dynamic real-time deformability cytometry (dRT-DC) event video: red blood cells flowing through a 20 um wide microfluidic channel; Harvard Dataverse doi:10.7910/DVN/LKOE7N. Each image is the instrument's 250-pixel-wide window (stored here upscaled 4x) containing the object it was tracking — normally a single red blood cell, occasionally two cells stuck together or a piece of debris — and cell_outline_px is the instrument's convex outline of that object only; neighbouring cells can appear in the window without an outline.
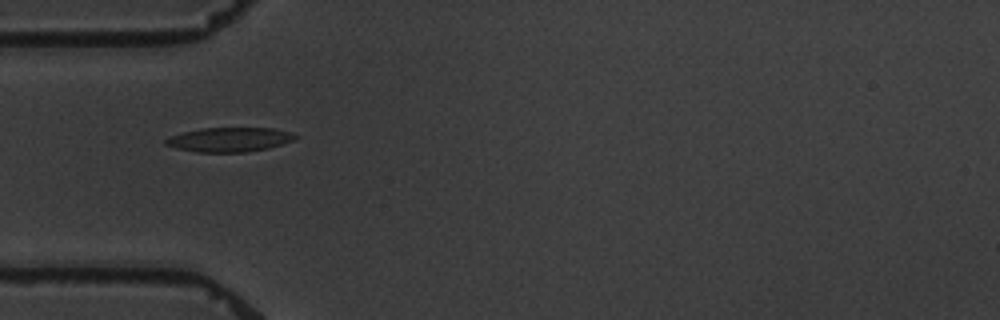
{"species": "common noctule bat (a hibernating species)", "species_latin": "Nyctalus noctula", "temperature_condition": "warm", "stored_images_in_passage": 9, "camera_frame_rate_fps": 3000, "um_per_image_px": 0.085, "animal": {"sex": "male", "body_mass_g": 19.5, "forearm_length_mm": 54.6}, "frame": {"image": 1, "passage_image": 2, "time_ms": 1.0, "image_size_px": [1000, 320], "cell_outline_px": [[296, 136], [292, 140], [268, 148], [248, 152], [196, 152], [176, 148], [164, 144], [164, 140], [168, 136], [200, 128], [272, 128], [288, 132]], "centroid_in_image_um": [19.41, 11.87], "position_along_channel_um": 65.6, "area_um2": 18.21}}
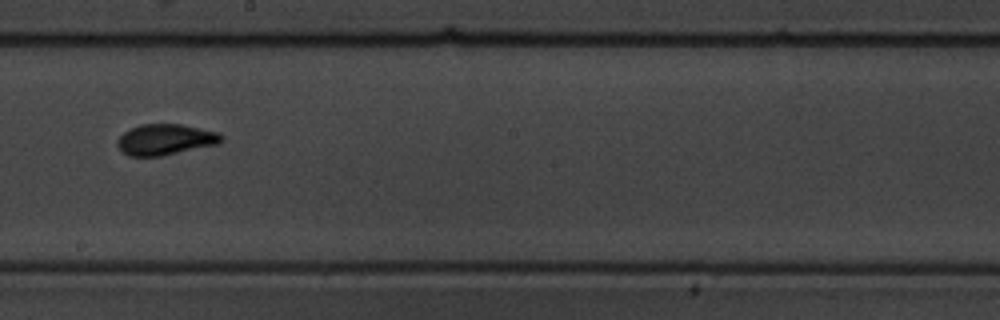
{"frame": {"image": 2, "passage_image": 6, "time_ms": 6.0, "image_size_px": [1000, 320], "cell_outline_px": [[224, 140], [220, 144], [160, 156], [128, 156], [116, 144], [116, 140], [124, 132], [140, 124], [180, 124], [216, 132], [224, 136]], "centroid_in_image_um": [14.07, 11.86], "position_along_channel_um": 234.1, "area_um2": 18.67}}
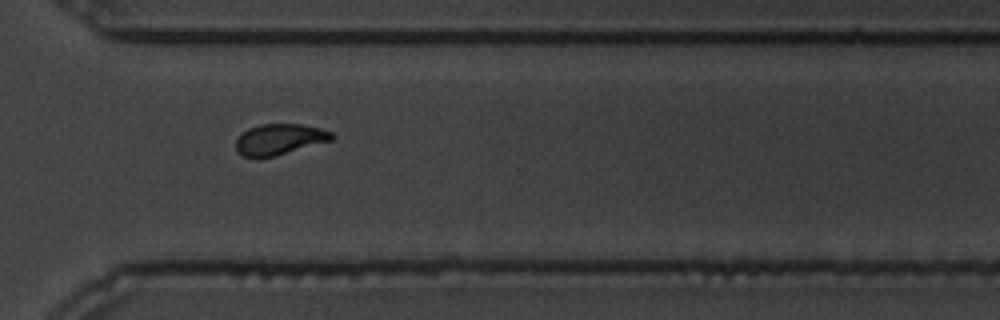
{"frame": {"image": 3, "passage_image": 9, "time_ms": 9.333, "image_size_px": [1000, 320], "cell_outline_px": [[336, 136], [332, 140], [272, 156], [244, 156], [236, 148], [236, 140], [248, 128], [260, 124], [300, 124], [320, 128], [332, 132]], "centroid_in_image_um": [23.79, 11.81], "position_along_channel_um": 346.8, "area_um2": 16.76}}